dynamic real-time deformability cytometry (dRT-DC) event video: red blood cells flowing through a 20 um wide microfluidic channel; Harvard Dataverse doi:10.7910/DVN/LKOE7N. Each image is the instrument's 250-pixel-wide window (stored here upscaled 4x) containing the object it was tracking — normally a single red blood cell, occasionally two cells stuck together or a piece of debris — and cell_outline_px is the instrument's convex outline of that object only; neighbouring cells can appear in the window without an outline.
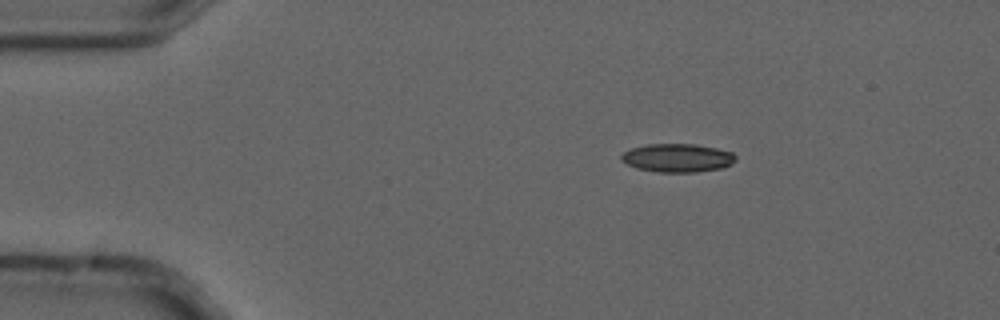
{"species": "common noctule bat (a hibernating species)", "species_latin": "Nyctalus noctula", "temperature_condition": "cold", "stored_images_in_passage": 3, "camera_frame_rate_fps": 3000, "um_per_image_px": 0.085, "animal": {"sex": "male", "forearm_length_mm": 52.5}, "frame": {"image": 1, "passage_image": 1, "time_ms": 0.0, "image_size_px": [1000, 320], "cell_outline_px": [[736, 160], [732, 164], [724, 168], [696, 172], [656, 172], [636, 168], [620, 160], [620, 156], [624, 152], [632, 148], [648, 144], [696, 144], [716, 148], [732, 152], [736, 156]], "centroid_in_image_um": [57.61, 13.43], "position_along_channel_um": 27.4, "area_um2": 19.07}}